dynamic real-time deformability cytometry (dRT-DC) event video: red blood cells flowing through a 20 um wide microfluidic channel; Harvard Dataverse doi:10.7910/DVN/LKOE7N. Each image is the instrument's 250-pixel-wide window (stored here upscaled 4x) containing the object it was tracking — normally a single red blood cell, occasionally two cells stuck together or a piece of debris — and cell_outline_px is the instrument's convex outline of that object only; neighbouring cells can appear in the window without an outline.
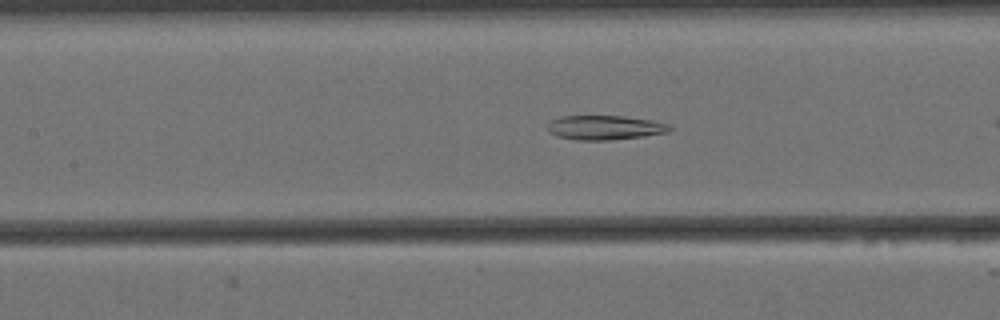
{"species": "Egyptian fruit bat (a non-hibernating species)", "species_latin": "Rousettus aegyptiacus", "temperature_condition": "cold", "stored_images_in_passage": 41, "camera_frame_rate_fps": 3000, "um_per_image_px": 0.085, "animal": {"sex": "female"}, "frame": {"image": 1, "passage_image": 7, "time_ms": 2.0, "image_size_px": [1000, 320], "cell_outline_px": [[672, 128], [668, 132], [644, 136], [608, 140], [576, 140], [556, 136], [548, 132], [548, 124], [552, 120], [560, 116], [624, 116], [652, 120], [672, 124]], "centroid_in_image_um": [51.43, 10.84], "position_along_channel_um": 156.0, "area_um2": 17.46}}
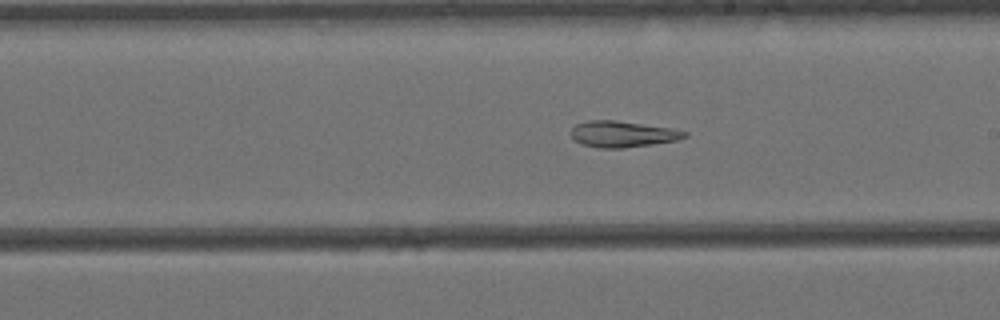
{"frame": {"image": 2, "passage_image": 14, "time_ms": 4.333, "image_size_px": [1000, 320], "cell_outline_px": [[688, 136], [676, 140], [652, 144], [624, 148], [596, 148], [580, 144], [572, 140], [572, 128], [576, 124], [588, 120], [616, 120], [672, 128], [688, 132]], "centroid_in_image_um": [52.89, 11.4], "position_along_channel_um": 236.1, "area_um2": 17.46}}
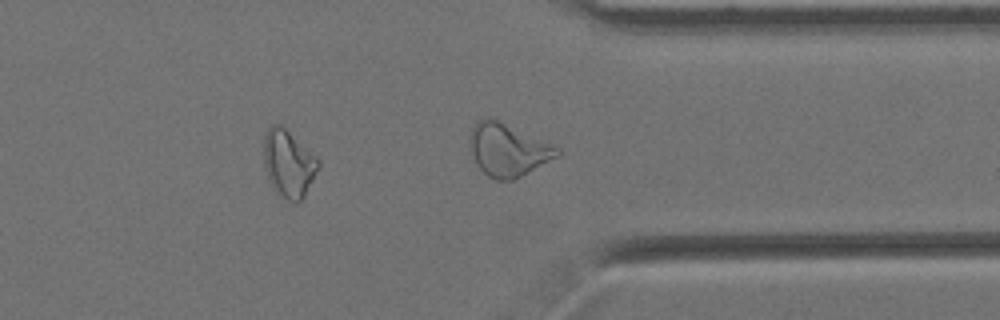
{"frame": {"image": 3, "passage_image": 29, "time_ms": 9.333, "image_size_px": [1000, 320], "cell_outline_px": [[320, 164], [304, 196], [296, 204], [288, 200], [276, 192], [268, 176], [264, 164], [264, 136], [268, 128], [272, 124], [280, 124], [316, 156], [320, 160]], "centroid_in_image_um": [24.52, 13.89], "position_along_channel_um": 386.9, "area_um2": 20.98}, "authors_computed_cell_mechanics": {"area_um2": 18.6694, "velocity_mm_per_s": 3.4409, "shape_relaxation_time_tau1_ms": null, "shape_relaxation_time_tau2_ms": 6.5546, "deformation_change_tau1": null, "deformation_change_tau2": 0.1414}}